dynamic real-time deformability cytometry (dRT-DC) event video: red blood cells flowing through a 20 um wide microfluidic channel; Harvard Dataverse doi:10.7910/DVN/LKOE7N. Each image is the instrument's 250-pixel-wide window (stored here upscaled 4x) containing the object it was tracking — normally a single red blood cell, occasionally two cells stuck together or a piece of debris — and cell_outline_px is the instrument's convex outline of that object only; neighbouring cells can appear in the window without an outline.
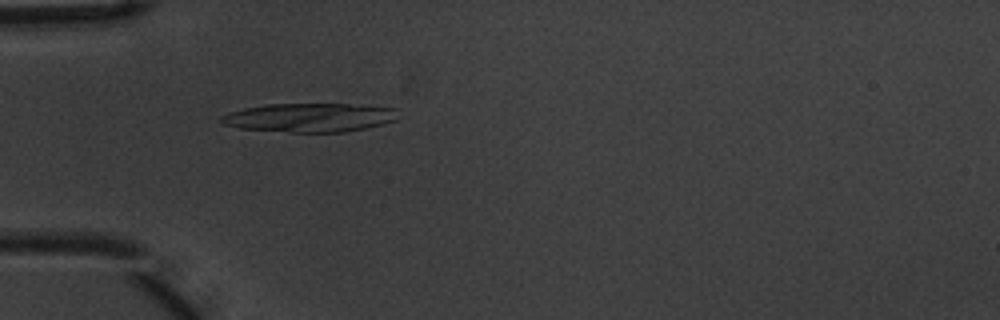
{"species": "common noctule bat (a hibernating species)", "species_latin": "Nyctalus noctula", "temperature_condition": "warm", "stored_images_in_passage": 4, "camera_frame_rate_fps": 3000, "um_per_image_px": 0.085, "animal": {"sex": "male", "body_mass_g": 20.1, "forearm_length_mm": 53.5}, "frame": {"image": 1, "passage_image": 4, "time_ms": 1.0, "image_size_px": [1000, 320], "cell_outline_px": [[396, 120], [384, 124], [344, 132], [292, 132], [240, 128], [224, 124], [220, 120], [220, 116], [228, 112], [244, 108], [268, 104], [348, 104], [396, 108]], "centroid_in_image_um": [26.3, 9.99], "position_along_channel_um": 58.7, "area_um2": 29.54}}